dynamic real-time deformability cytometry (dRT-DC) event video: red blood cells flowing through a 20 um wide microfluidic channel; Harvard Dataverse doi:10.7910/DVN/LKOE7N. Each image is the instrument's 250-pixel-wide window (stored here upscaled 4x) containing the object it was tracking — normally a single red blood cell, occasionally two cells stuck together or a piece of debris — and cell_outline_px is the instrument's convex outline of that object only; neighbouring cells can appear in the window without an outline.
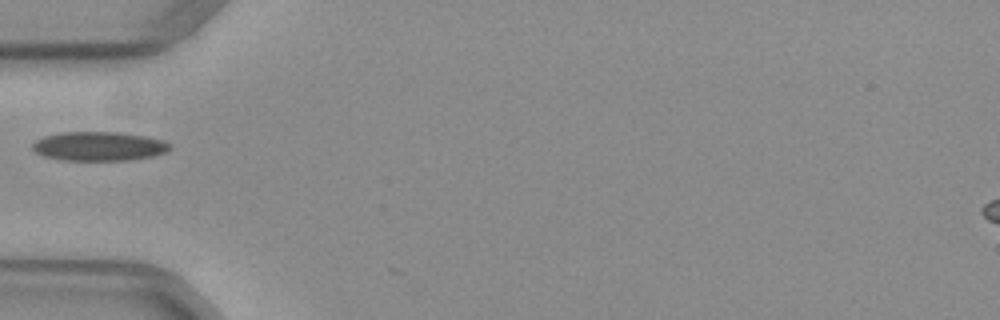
{"species": "common noctule bat (a hibernating species)", "species_latin": "Nyctalus noctula", "temperature_condition": "warm", "stored_images_in_passage": 8, "camera_frame_rate_fps": 3000, "um_per_image_px": 0.085, "animal": {"sex": "female", "body_mass_g": 29.2, "forearm_length_mm": 56.3}, "frame": {"image": 1, "passage_image": 1, "time_ms": 0.0, "image_size_px": [1000, 320], "cell_outline_px": [[172, 148], [168, 152], [152, 156], [128, 160], [60, 160], [44, 156], [36, 152], [32, 148], [32, 144], [36, 140], [44, 136], [60, 132], [120, 132], [148, 136], [164, 140], [172, 144]], "centroid_in_image_um": [8.46, 12.42], "position_along_channel_um": 76.5, "area_um2": 23.58}}